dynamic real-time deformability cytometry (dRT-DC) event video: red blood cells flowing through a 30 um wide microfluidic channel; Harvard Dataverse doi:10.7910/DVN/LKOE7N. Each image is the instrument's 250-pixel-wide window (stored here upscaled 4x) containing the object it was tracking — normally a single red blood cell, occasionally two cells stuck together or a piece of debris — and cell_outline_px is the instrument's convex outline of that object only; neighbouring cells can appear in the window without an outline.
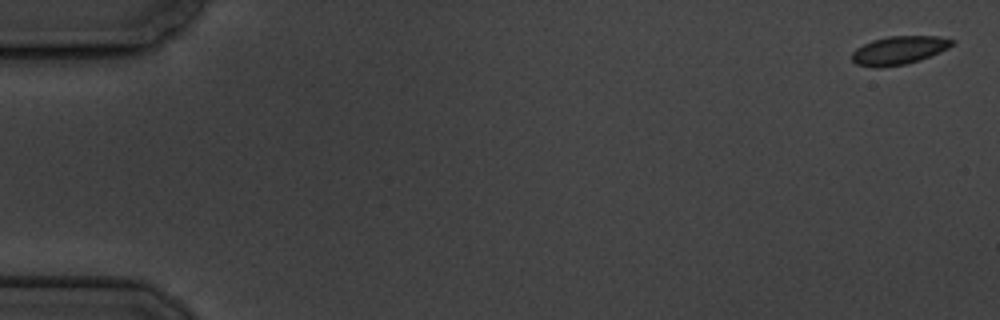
{"species": "common noctule bat (a hibernating species)", "species_latin": "Nyctalus noctula", "temperature_condition": "cold", "stored_images_in_passage": 6, "segment_of_instrument_passage": [1, 2], "camera_frame_rate_fps": 3000, "um_per_image_px": 0.085, "animal": {"sex": "male", "body_mass_g": 19.5, "forearm_length_mm": 54.6}, "frame": {"image": 1, "passage_image": 1, "time_ms": 0.0, "image_size_px": [1000, 320], "cell_outline_px": [[956, 40], [948, 48], [920, 60], [904, 64], [880, 68], [872, 68], [856, 64], [852, 60], [852, 52], [856, 48], [872, 40], [888, 36], [936, 36]], "centroid_in_image_um": [76.37, 4.28], "position_along_channel_um": 8.6, "area_um2": 16.53}}
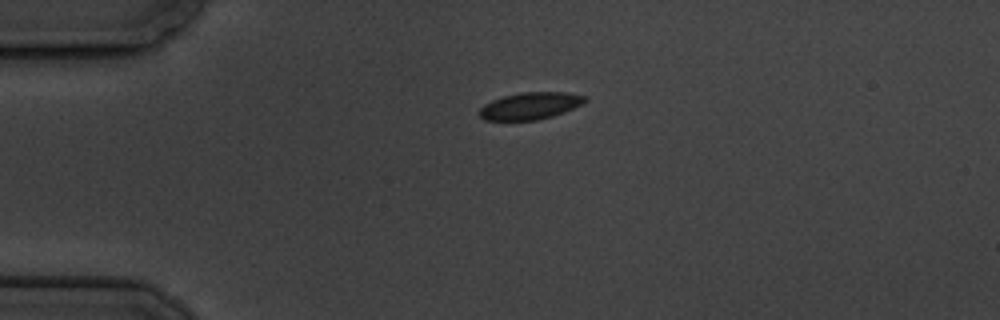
{"frame": {"image": 2, "passage_image": 4, "time_ms": 4.333, "image_size_px": [1000, 320], "cell_outline_px": [[588, 100], [564, 112], [552, 116], [536, 120], [484, 120], [476, 112], [484, 104], [492, 100], [504, 96], [524, 92], [564, 92], [588, 96]], "centroid_in_image_um": [45.04, 9.0], "position_along_channel_um": 40.0, "area_um2": 16.59}}